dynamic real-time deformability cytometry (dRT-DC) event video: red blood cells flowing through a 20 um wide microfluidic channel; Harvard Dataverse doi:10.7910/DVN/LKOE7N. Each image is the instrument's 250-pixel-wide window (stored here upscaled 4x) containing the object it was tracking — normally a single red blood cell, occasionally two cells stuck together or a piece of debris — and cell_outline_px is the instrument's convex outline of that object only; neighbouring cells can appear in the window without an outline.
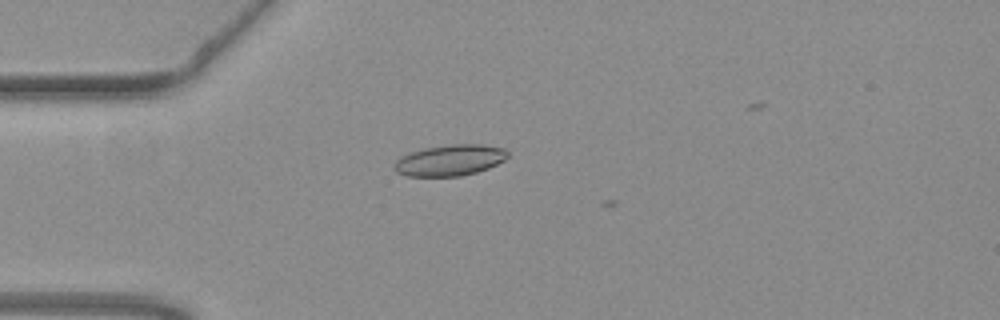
{"species": "common noctule bat (a hibernating species)", "species_latin": "Nyctalus noctula", "temperature_condition": "warm", "stored_images_in_passage": 7, "camera_frame_rate_fps": 3000, "um_per_image_px": 0.085, "animal": {"sex": "female", "body_mass_g": 19.3, "forearm_length_mm": 54.1}, "frame": {"image": 1, "passage_image": 4, "time_ms": 1.0, "image_size_px": [1000, 320], "cell_outline_px": [[508, 156], [504, 160], [488, 168], [476, 172], [460, 176], [408, 176], [396, 172], [392, 168], [392, 164], [400, 156], [424, 148], [452, 144], [480, 144], [504, 148], [508, 152]], "centroid_in_image_um": [38.21, 13.62], "position_along_channel_um": 46.8, "area_um2": 20.58}}